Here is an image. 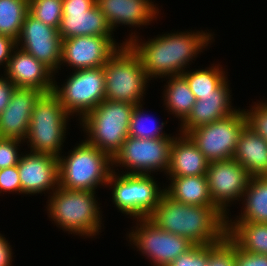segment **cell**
Returning a JSON list of instances; mask_svg holds the SVG:
<instances>
[{"mask_svg":"<svg viewBox=\"0 0 267 266\" xmlns=\"http://www.w3.org/2000/svg\"><path fill=\"white\" fill-rule=\"evenodd\" d=\"M135 36L131 35L124 43L139 56L150 80L158 76L169 78L182 75L187 64L189 65L213 38L207 31L166 33L145 43L138 41V37Z\"/></svg>","mask_w":267,"mask_h":266,"instance_id":"1","label":"cell"},{"mask_svg":"<svg viewBox=\"0 0 267 266\" xmlns=\"http://www.w3.org/2000/svg\"><path fill=\"white\" fill-rule=\"evenodd\" d=\"M148 218L159 228L185 237L194 245L218 243L227 231V217L216 206L184 204L165 192Z\"/></svg>","mask_w":267,"mask_h":266,"instance_id":"2","label":"cell"},{"mask_svg":"<svg viewBox=\"0 0 267 266\" xmlns=\"http://www.w3.org/2000/svg\"><path fill=\"white\" fill-rule=\"evenodd\" d=\"M48 201L49 217L65 231L86 237L99 234L102 216L95 192L58 187Z\"/></svg>","mask_w":267,"mask_h":266,"instance_id":"3","label":"cell"},{"mask_svg":"<svg viewBox=\"0 0 267 266\" xmlns=\"http://www.w3.org/2000/svg\"><path fill=\"white\" fill-rule=\"evenodd\" d=\"M111 166L113 160L107 153L84 140L69 156L58 157L59 187L95 192L98 185L107 186Z\"/></svg>","mask_w":267,"mask_h":266,"instance_id":"4","label":"cell"},{"mask_svg":"<svg viewBox=\"0 0 267 266\" xmlns=\"http://www.w3.org/2000/svg\"><path fill=\"white\" fill-rule=\"evenodd\" d=\"M134 106L127 102L102 101L81 120L83 131L89 136L86 141L113 159L129 136Z\"/></svg>","mask_w":267,"mask_h":266,"instance_id":"5","label":"cell"},{"mask_svg":"<svg viewBox=\"0 0 267 266\" xmlns=\"http://www.w3.org/2000/svg\"><path fill=\"white\" fill-rule=\"evenodd\" d=\"M105 100L141 104L149 77L141 59L125 44L103 65Z\"/></svg>","mask_w":267,"mask_h":266,"instance_id":"6","label":"cell"},{"mask_svg":"<svg viewBox=\"0 0 267 266\" xmlns=\"http://www.w3.org/2000/svg\"><path fill=\"white\" fill-rule=\"evenodd\" d=\"M69 116L53 92L43 94L32 111L26 136L30 152L59 157Z\"/></svg>","mask_w":267,"mask_h":266,"instance_id":"7","label":"cell"},{"mask_svg":"<svg viewBox=\"0 0 267 266\" xmlns=\"http://www.w3.org/2000/svg\"><path fill=\"white\" fill-rule=\"evenodd\" d=\"M156 182L150 175H118L113 169L107 185L113 188L112 200L118 210L136 219L148 218L158 205L164 189Z\"/></svg>","mask_w":267,"mask_h":266,"instance_id":"8","label":"cell"},{"mask_svg":"<svg viewBox=\"0 0 267 266\" xmlns=\"http://www.w3.org/2000/svg\"><path fill=\"white\" fill-rule=\"evenodd\" d=\"M247 125L244 110H236L231 115L207 125L192 129L186 135L209 161L232 159L240 133Z\"/></svg>","mask_w":267,"mask_h":266,"instance_id":"9","label":"cell"},{"mask_svg":"<svg viewBox=\"0 0 267 266\" xmlns=\"http://www.w3.org/2000/svg\"><path fill=\"white\" fill-rule=\"evenodd\" d=\"M59 87L54 81L53 93L59 98L65 111L77 113L82 120L91 110L105 100L103 66L75 70L65 84Z\"/></svg>","mask_w":267,"mask_h":266,"instance_id":"10","label":"cell"},{"mask_svg":"<svg viewBox=\"0 0 267 266\" xmlns=\"http://www.w3.org/2000/svg\"><path fill=\"white\" fill-rule=\"evenodd\" d=\"M173 139H140L128 136L112 159L113 165L130 169L126 174L151 175V172L161 169L167 173Z\"/></svg>","mask_w":267,"mask_h":266,"instance_id":"11","label":"cell"},{"mask_svg":"<svg viewBox=\"0 0 267 266\" xmlns=\"http://www.w3.org/2000/svg\"><path fill=\"white\" fill-rule=\"evenodd\" d=\"M138 220L140 223L135 231L133 229L129 233L130 242L152 260L154 266H169L194 246L187 238L159 228L149 218H137V222Z\"/></svg>","mask_w":267,"mask_h":266,"instance_id":"12","label":"cell"},{"mask_svg":"<svg viewBox=\"0 0 267 266\" xmlns=\"http://www.w3.org/2000/svg\"><path fill=\"white\" fill-rule=\"evenodd\" d=\"M206 176L213 204L228 217V203L243 198L251 176L233 158L209 162Z\"/></svg>","mask_w":267,"mask_h":266,"instance_id":"13","label":"cell"},{"mask_svg":"<svg viewBox=\"0 0 267 266\" xmlns=\"http://www.w3.org/2000/svg\"><path fill=\"white\" fill-rule=\"evenodd\" d=\"M58 28L62 40L77 36H111L110 27L96 0H63Z\"/></svg>","mask_w":267,"mask_h":266,"instance_id":"14","label":"cell"},{"mask_svg":"<svg viewBox=\"0 0 267 266\" xmlns=\"http://www.w3.org/2000/svg\"><path fill=\"white\" fill-rule=\"evenodd\" d=\"M30 53L54 73L61 68L62 39L58 29L44 24L29 13L16 40V46Z\"/></svg>","mask_w":267,"mask_h":266,"instance_id":"15","label":"cell"},{"mask_svg":"<svg viewBox=\"0 0 267 266\" xmlns=\"http://www.w3.org/2000/svg\"><path fill=\"white\" fill-rule=\"evenodd\" d=\"M113 36H77L62 40L61 62L74 70L98 68L125 43L116 45ZM118 46V47H117Z\"/></svg>","mask_w":267,"mask_h":266,"instance_id":"16","label":"cell"},{"mask_svg":"<svg viewBox=\"0 0 267 266\" xmlns=\"http://www.w3.org/2000/svg\"><path fill=\"white\" fill-rule=\"evenodd\" d=\"M21 194H37L59 187L58 157L51 154L22 155L17 164Z\"/></svg>","mask_w":267,"mask_h":266,"instance_id":"17","label":"cell"},{"mask_svg":"<svg viewBox=\"0 0 267 266\" xmlns=\"http://www.w3.org/2000/svg\"><path fill=\"white\" fill-rule=\"evenodd\" d=\"M16 49L11 54L5 76L16 87L37 89L44 94L52 92L55 73L30 53L18 46Z\"/></svg>","mask_w":267,"mask_h":266,"instance_id":"18","label":"cell"},{"mask_svg":"<svg viewBox=\"0 0 267 266\" xmlns=\"http://www.w3.org/2000/svg\"><path fill=\"white\" fill-rule=\"evenodd\" d=\"M44 93L37 89L16 87L11 100L0 114V137L24 141L28 134L35 104Z\"/></svg>","mask_w":267,"mask_h":266,"instance_id":"19","label":"cell"},{"mask_svg":"<svg viewBox=\"0 0 267 266\" xmlns=\"http://www.w3.org/2000/svg\"><path fill=\"white\" fill-rule=\"evenodd\" d=\"M228 81H224L217 89L216 95L201 96L196 100L191 113L181 123L180 134L225 118L237 109L231 108V95Z\"/></svg>","mask_w":267,"mask_h":266,"instance_id":"20","label":"cell"},{"mask_svg":"<svg viewBox=\"0 0 267 266\" xmlns=\"http://www.w3.org/2000/svg\"><path fill=\"white\" fill-rule=\"evenodd\" d=\"M96 4L112 30L117 24L133 27L148 25L159 14L150 0H96Z\"/></svg>","mask_w":267,"mask_h":266,"instance_id":"21","label":"cell"},{"mask_svg":"<svg viewBox=\"0 0 267 266\" xmlns=\"http://www.w3.org/2000/svg\"><path fill=\"white\" fill-rule=\"evenodd\" d=\"M179 135L171 144L168 176L206 175L209 161L186 134Z\"/></svg>","mask_w":267,"mask_h":266,"instance_id":"22","label":"cell"},{"mask_svg":"<svg viewBox=\"0 0 267 266\" xmlns=\"http://www.w3.org/2000/svg\"><path fill=\"white\" fill-rule=\"evenodd\" d=\"M251 177L265 176L267 173V141L247 125L240 133L233 155Z\"/></svg>","mask_w":267,"mask_h":266,"instance_id":"23","label":"cell"},{"mask_svg":"<svg viewBox=\"0 0 267 266\" xmlns=\"http://www.w3.org/2000/svg\"><path fill=\"white\" fill-rule=\"evenodd\" d=\"M171 184L164 192L177 202L194 206H215L212 202L206 175L169 177Z\"/></svg>","mask_w":267,"mask_h":266,"instance_id":"24","label":"cell"},{"mask_svg":"<svg viewBox=\"0 0 267 266\" xmlns=\"http://www.w3.org/2000/svg\"><path fill=\"white\" fill-rule=\"evenodd\" d=\"M227 219L226 236L240 250L267 255V223L232 222L229 217Z\"/></svg>","mask_w":267,"mask_h":266,"instance_id":"25","label":"cell"},{"mask_svg":"<svg viewBox=\"0 0 267 266\" xmlns=\"http://www.w3.org/2000/svg\"><path fill=\"white\" fill-rule=\"evenodd\" d=\"M245 197V198H244ZM244 208L236 221L267 223V178L251 177L243 194Z\"/></svg>","mask_w":267,"mask_h":266,"instance_id":"26","label":"cell"},{"mask_svg":"<svg viewBox=\"0 0 267 266\" xmlns=\"http://www.w3.org/2000/svg\"><path fill=\"white\" fill-rule=\"evenodd\" d=\"M167 84L163 96L166 107L183 122L191 113L196 102L195 96L182 75L170 76Z\"/></svg>","mask_w":267,"mask_h":266,"instance_id":"27","label":"cell"},{"mask_svg":"<svg viewBox=\"0 0 267 266\" xmlns=\"http://www.w3.org/2000/svg\"><path fill=\"white\" fill-rule=\"evenodd\" d=\"M182 76L187 80L196 100L201 96L216 95V89L228 80L219 65H213L207 69L185 71Z\"/></svg>","mask_w":267,"mask_h":266,"instance_id":"28","label":"cell"},{"mask_svg":"<svg viewBox=\"0 0 267 266\" xmlns=\"http://www.w3.org/2000/svg\"><path fill=\"white\" fill-rule=\"evenodd\" d=\"M28 11L29 0H0V34L17 40Z\"/></svg>","mask_w":267,"mask_h":266,"instance_id":"29","label":"cell"},{"mask_svg":"<svg viewBox=\"0 0 267 266\" xmlns=\"http://www.w3.org/2000/svg\"><path fill=\"white\" fill-rule=\"evenodd\" d=\"M149 118L151 117L145 115L143 112L142 104L135 105L129 122V136L140 139L174 138L173 136L169 137V135L167 136L165 133H162L165 124L163 122L160 123L161 125H156V121L154 120L155 123L150 124L149 122L148 126L146 122H148L147 120Z\"/></svg>","mask_w":267,"mask_h":266,"instance_id":"30","label":"cell"},{"mask_svg":"<svg viewBox=\"0 0 267 266\" xmlns=\"http://www.w3.org/2000/svg\"><path fill=\"white\" fill-rule=\"evenodd\" d=\"M63 0H29V14L46 25L59 28Z\"/></svg>","mask_w":267,"mask_h":266,"instance_id":"31","label":"cell"},{"mask_svg":"<svg viewBox=\"0 0 267 266\" xmlns=\"http://www.w3.org/2000/svg\"><path fill=\"white\" fill-rule=\"evenodd\" d=\"M207 266H236L235 244L227 236L218 243L208 245Z\"/></svg>","mask_w":267,"mask_h":266,"instance_id":"32","label":"cell"},{"mask_svg":"<svg viewBox=\"0 0 267 266\" xmlns=\"http://www.w3.org/2000/svg\"><path fill=\"white\" fill-rule=\"evenodd\" d=\"M247 126L267 141V102L256 103L251 110H244Z\"/></svg>","mask_w":267,"mask_h":266,"instance_id":"33","label":"cell"},{"mask_svg":"<svg viewBox=\"0 0 267 266\" xmlns=\"http://www.w3.org/2000/svg\"><path fill=\"white\" fill-rule=\"evenodd\" d=\"M208 245H194L177 257L169 266H207Z\"/></svg>","mask_w":267,"mask_h":266,"instance_id":"34","label":"cell"},{"mask_svg":"<svg viewBox=\"0 0 267 266\" xmlns=\"http://www.w3.org/2000/svg\"><path fill=\"white\" fill-rule=\"evenodd\" d=\"M22 140L0 137V169L12 167L18 164L21 155L18 153Z\"/></svg>","mask_w":267,"mask_h":266,"instance_id":"35","label":"cell"},{"mask_svg":"<svg viewBox=\"0 0 267 266\" xmlns=\"http://www.w3.org/2000/svg\"><path fill=\"white\" fill-rule=\"evenodd\" d=\"M7 191L21 193V182L17 165L0 169V193Z\"/></svg>","mask_w":267,"mask_h":266,"instance_id":"36","label":"cell"},{"mask_svg":"<svg viewBox=\"0 0 267 266\" xmlns=\"http://www.w3.org/2000/svg\"><path fill=\"white\" fill-rule=\"evenodd\" d=\"M235 265L267 266V255L245 252L235 245Z\"/></svg>","mask_w":267,"mask_h":266,"instance_id":"37","label":"cell"},{"mask_svg":"<svg viewBox=\"0 0 267 266\" xmlns=\"http://www.w3.org/2000/svg\"><path fill=\"white\" fill-rule=\"evenodd\" d=\"M15 49L16 40L9 36L0 34V65L3 66L4 64V68H7L11 54Z\"/></svg>","mask_w":267,"mask_h":266,"instance_id":"38","label":"cell"},{"mask_svg":"<svg viewBox=\"0 0 267 266\" xmlns=\"http://www.w3.org/2000/svg\"><path fill=\"white\" fill-rule=\"evenodd\" d=\"M16 86L5 76L0 78V114L9 104Z\"/></svg>","mask_w":267,"mask_h":266,"instance_id":"39","label":"cell"},{"mask_svg":"<svg viewBox=\"0 0 267 266\" xmlns=\"http://www.w3.org/2000/svg\"><path fill=\"white\" fill-rule=\"evenodd\" d=\"M12 251L8 241L0 234V266H11Z\"/></svg>","mask_w":267,"mask_h":266,"instance_id":"40","label":"cell"}]
</instances>
